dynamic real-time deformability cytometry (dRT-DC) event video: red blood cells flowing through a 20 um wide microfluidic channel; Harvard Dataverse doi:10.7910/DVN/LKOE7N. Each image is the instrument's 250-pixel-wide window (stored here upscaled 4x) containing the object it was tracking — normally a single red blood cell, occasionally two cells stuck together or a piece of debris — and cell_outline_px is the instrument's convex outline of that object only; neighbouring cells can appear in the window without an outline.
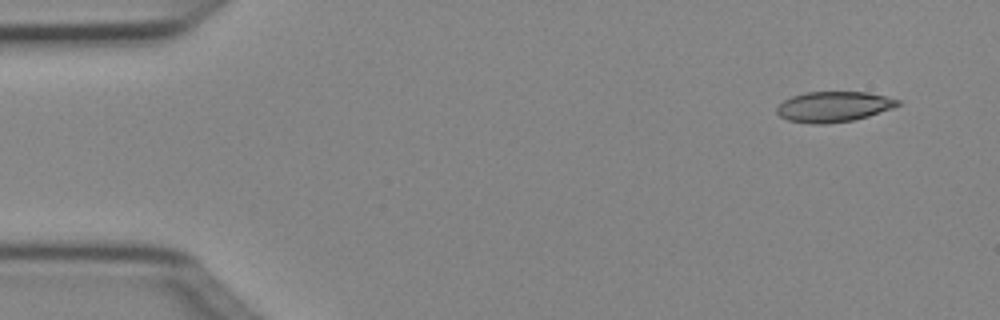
{"species": "Egyptian fruit bat (a non-hibernating species)", "species_latin": "Rousettus aegyptiacus", "temperature_condition": "cold", "stored_images_in_passage": 5, "camera_frame_rate_fps": 3000, "um_per_image_px": 0.085, "animal": {"sex": "female"}, "frame": {"image": 1, "passage_image": 2, "time_ms": 0.333, "image_size_px": [1000, 320], "cell_outline_px": [[900, 104], [892, 108], [868, 116], [852, 120], [824, 124], [812, 124], [788, 120], [780, 116], [776, 112], [776, 108], [784, 100], [792, 96], [804, 92], [868, 92], [900, 100]], "centroid_in_image_um": [70.83, 9.06], "position_along_channel_um": 14.2, "area_um2": 21.33}}